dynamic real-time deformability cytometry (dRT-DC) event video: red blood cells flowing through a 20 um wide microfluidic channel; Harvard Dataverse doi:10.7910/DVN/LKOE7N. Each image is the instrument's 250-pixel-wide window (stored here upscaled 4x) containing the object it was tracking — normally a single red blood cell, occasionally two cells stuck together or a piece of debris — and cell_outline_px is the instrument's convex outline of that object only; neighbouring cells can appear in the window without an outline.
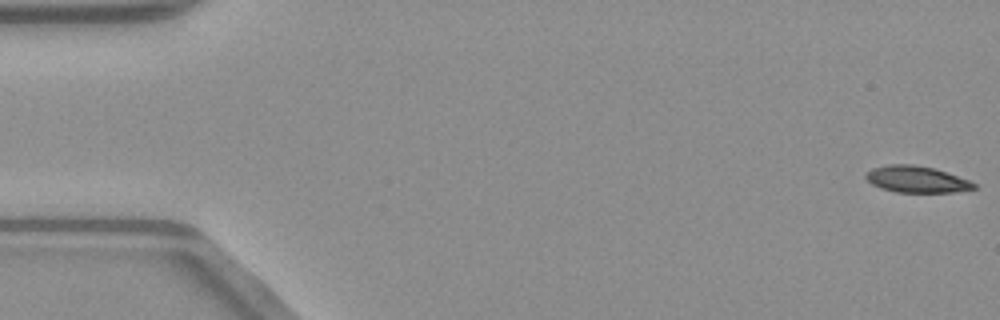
{"species": "common noctule bat (a hibernating species)", "species_latin": "Nyctalus noctula", "temperature_condition": "warm", "stored_images_in_passage": 51, "camera_frame_rate_fps": 3000, "um_per_image_px": 0.085, "animal": {"sex": "male", "body_mass_g": 23.1, "forearm_length_mm": 52.7}, "frame": {"image": 1, "passage_image": 1, "time_ms": 0.0, "image_size_px": [1000, 320], "cell_outline_px": [[976, 188], [952, 192], [896, 192], [880, 188], [872, 184], [864, 176], [872, 168], [888, 164], [912, 164], [932, 168], [968, 180], [976, 184]], "centroid_in_image_um": [77.86, 15.24], "position_along_channel_um": 7.1, "area_um2": 16.42}}
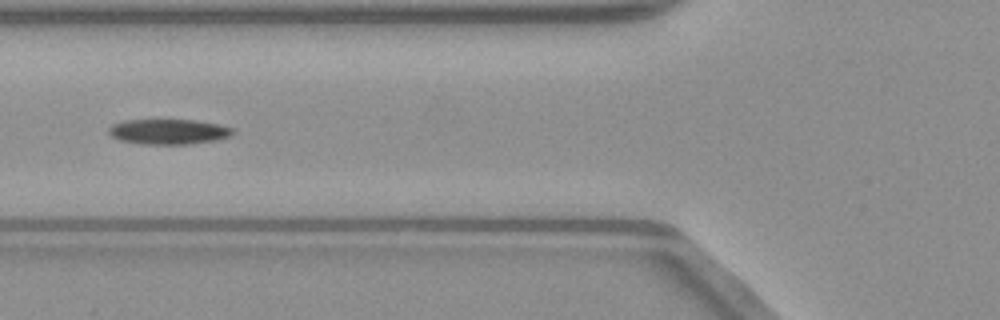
{"frame": {"image": 2, "passage_image": 20, "time_ms": 6.333, "image_size_px": [1000, 320], "cell_outline_px": [[236, 132], [232, 136], [216, 140], [192, 144], [140, 144], [120, 140], [112, 136], [108, 132], [108, 128], [112, 124], [124, 120], [196, 120], [216, 124], [232, 128]], "centroid_in_image_um": [14.34, 11.19], "position_along_channel_um": 111.5, "area_um2": 18.32}}
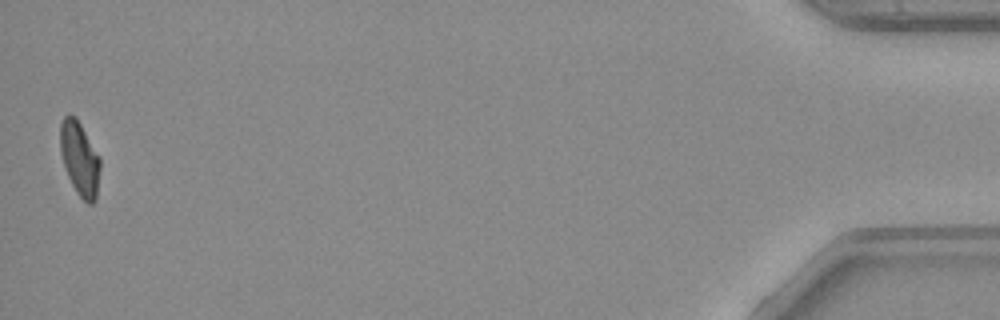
{"frame": {"image": 3, "passage_image": 51, "time_ms": 16.667, "image_size_px": [1000, 320], "cell_outline_px": [[100, 168], [96, 200], [92, 204], [88, 204], [76, 192], [68, 176], [60, 152], [60, 124], [64, 116], [68, 112], [76, 116], [100, 156]], "centroid_in_image_um": [6.78, 13.45], "position_along_channel_um": 428.4, "area_um2": 17.4}}